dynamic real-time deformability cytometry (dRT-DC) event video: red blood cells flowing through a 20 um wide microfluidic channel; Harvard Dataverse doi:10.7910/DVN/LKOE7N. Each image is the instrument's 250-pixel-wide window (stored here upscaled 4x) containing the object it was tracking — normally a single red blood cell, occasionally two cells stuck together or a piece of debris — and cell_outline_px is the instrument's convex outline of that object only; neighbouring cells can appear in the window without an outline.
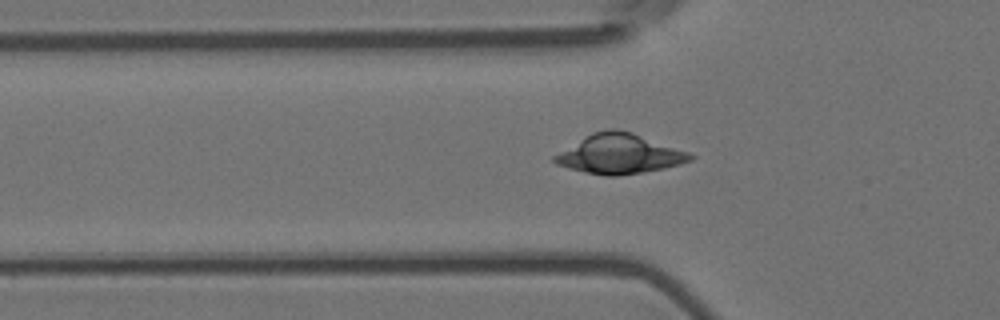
{"species": "Egyptian fruit bat (a non-hibernating species)", "species_latin": "Rousettus aegyptiacus", "temperature_condition": "room temperature", "stored_images_in_passage": 47, "camera_frame_rate_fps": 3000, "um_per_image_px": 0.085, "animal": {"sex": "female"}, "frame": {"image": 1, "passage_image": 9, "time_ms": 2.667, "image_size_px": [1000, 320], "cell_outline_px": [[696, 156], [692, 160], [680, 164], [664, 168], [616, 176], [604, 176], [584, 172], [568, 168], [556, 164], [552, 160], [552, 156], [584, 136], [592, 132], [608, 128], [616, 128], [632, 132], [688, 152]], "centroid_in_image_um": [52.62, 13.08], "position_along_channel_um": 73.2, "area_um2": 31.27}}
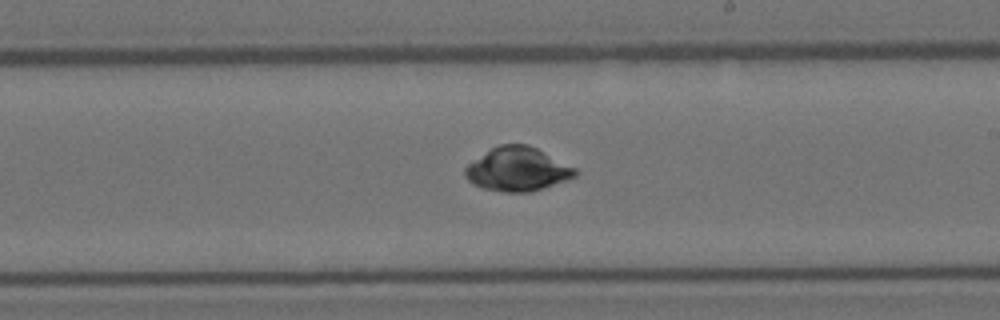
{"frame": {"image": 2, "passage_image": 23, "time_ms": 7.333, "image_size_px": [1000, 320], "cell_outline_px": [[576, 176], [568, 180], [532, 192], [504, 192], [480, 188], [472, 184], [464, 176], [464, 168], [468, 164], [492, 148], [500, 144], [528, 144], [576, 168]], "centroid_in_image_um": [43.97, 14.4], "position_along_channel_um": 245.0, "area_um2": 28.09}}
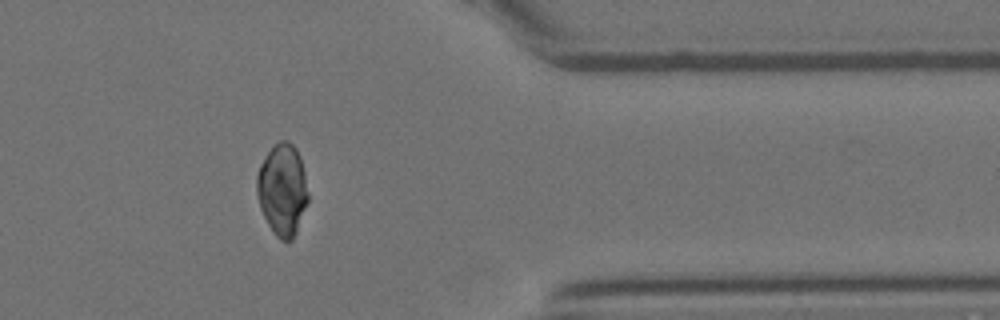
{"frame": {"image": 3, "passage_image": 36, "time_ms": 11.667, "image_size_px": [1000, 320], "cell_outline_px": [[308, 200], [296, 232], [292, 240], [280, 240], [276, 236], [268, 224], [260, 208], [256, 192], [256, 176], [260, 164], [264, 156], [280, 140], [288, 140], [296, 148], [300, 156], [304, 172], [308, 192]], "centroid_in_image_um": [23.99, 16.11], "position_along_channel_um": 387.4, "area_um2": 27.34}, "authors_computed_cell_mechanics": {"area_um2": 28.1486, "velocity_mm_per_s": 3.671, "shape_relaxation_time_tau1_ms": 4.7874, "shape_relaxation_time_tau2_ms": 5.926, "deformation_change_tau1": 0.1154, "deformation_change_tau2": null}}